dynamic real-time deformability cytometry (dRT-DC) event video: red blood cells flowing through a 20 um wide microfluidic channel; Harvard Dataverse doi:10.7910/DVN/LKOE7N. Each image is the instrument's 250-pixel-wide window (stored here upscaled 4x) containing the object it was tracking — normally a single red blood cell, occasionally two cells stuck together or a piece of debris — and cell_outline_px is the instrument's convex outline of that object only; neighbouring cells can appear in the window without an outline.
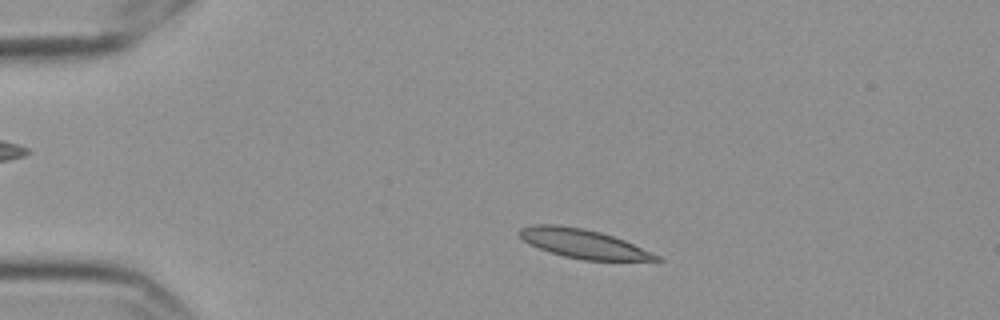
{"species": "Egyptian fruit bat (a non-hibernating species)", "species_latin": "Rousettus aegyptiacus", "temperature_condition": "cold", "stored_images_in_passage": 52, "camera_frame_rate_fps": 3000, "um_per_image_px": 0.085, "frame": {"image": 1, "passage_image": 7, "time_ms": 2.0, "image_size_px": [1000, 320], "cell_outline_px": [[664, 260], [584, 260], [564, 256], [548, 252], [524, 240], [520, 236], [520, 228], [532, 224], [556, 224], [584, 228], [600, 232], [624, 240], [660, 256]], "centroid_in_image_um": [49.56, 20.7], "position_along_channel_um": 35.4, "area_um2": 22.83}}
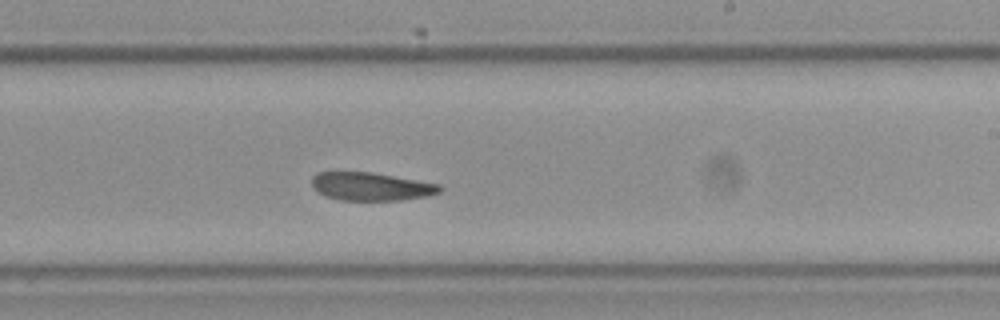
{"frame": {"image": 2, "passage_image": 30, "time_ms": 9.667, "image_size_px": [1000, 320], "cell_outline_px": [[444, 188], [440, 192], [428, 196], [400, 200], [340, 200], [328, 196], [312, 188], [312, 176], [316, 172], [372, 172], [440, 184]], "centroid_in_image_um": [31.56, 15.84], "position_along_channel_um": 257.4, "area_um2": 20.98}}
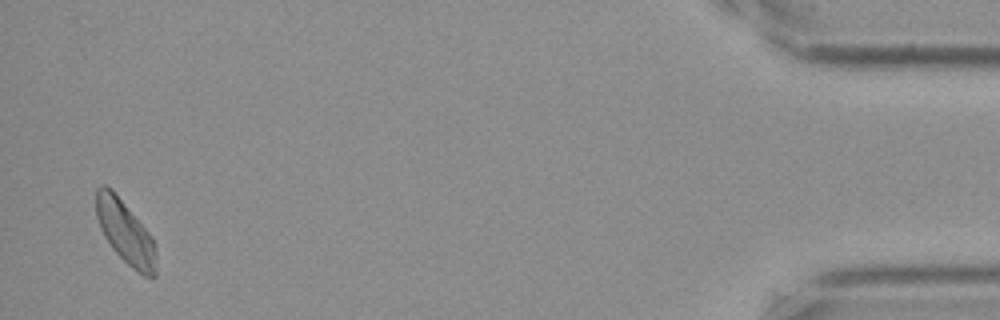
{"frame": {"image": 3, "passage_image": 51, "time_ms": 16.667, "image_size_px": [1000, 320], "cell_outline_px": [[156, 276], [144, 276], [136, 272], [112, 248], [104, 236], [100, 228], [96, 216], [96, 188], [104, 184], [112, 188], [152, 236], [156, 272]], "centroid_in_image_um": [10.62, 19.7], "position_along_channel_um": 424.6, "area_um2": 21.85}, "authors_computed_cell_mechanics": {"area_um2": 22.5709, "velocity_mm_per_s": 3.527, "shape_relaxation_time_tau1_ms": 5.5195, "shape_relaxation_time_tau2_ms": 5.3737, "deformation_change_tau1": 0.1462, "deformation_change_tau2": 0.1209}}